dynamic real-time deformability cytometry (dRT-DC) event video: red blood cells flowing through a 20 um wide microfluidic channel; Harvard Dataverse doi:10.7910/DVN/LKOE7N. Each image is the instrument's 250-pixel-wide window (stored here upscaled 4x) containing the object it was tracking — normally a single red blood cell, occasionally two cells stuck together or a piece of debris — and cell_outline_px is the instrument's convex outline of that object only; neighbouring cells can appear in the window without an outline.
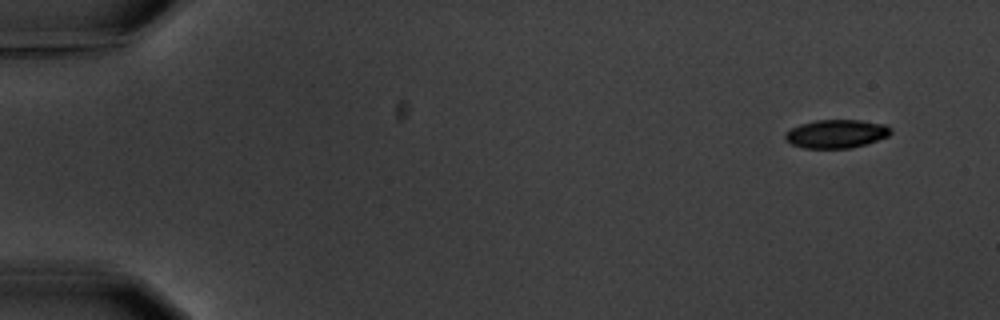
{"species": "common noctule bat (a hibernating species)", "species_latin": "Nyctalus noctula", "temperature_condition": "warm", "stored_images_in_passage": 5, "camera_frame_rate_fps": 3000, "um_per_image_px": 0.085, "animal": {"sex": "male", "body_mass_g": 20.1, "forearm_length_mm": 53.5}, "frame": {"image": 1, "passage_image": 1, "time_ms": 0.0, "image_size_px": [1000, 320], "cell_outline_px": [[892, 132], [888, 136], [868, 144], [848, 148], [804, 148], [792, 144], [784, 140], [784, 132], [800, 124], [816, 120], [860, 120], [884, 124], [892, 128]], "centroid_in_image_um": [71.08, 11.37], "position_along_channel_um": 13.9, "area_um2": 17.63}}
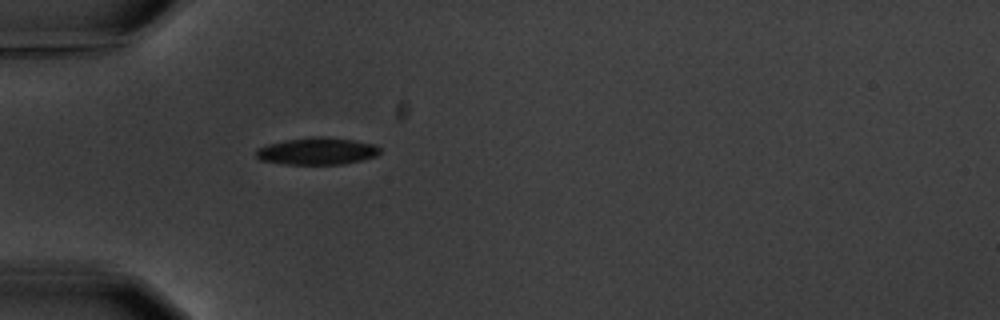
{"frame": {"image": 2, "passage_image": 5, "time_ms": 4.667, "image_size_px": [1000, 320], "cell_outline_px": [[380, 152], [376, 156], [344, 164], [284, 164], [260, 160], [256, 156], [256, 148], [268, 144], [284, 140], [312, 136], [320, 136], [352, 140], [376, 144], [380, 148]], "centroid_in_image_um": [26.93, 12.84], "position_along_channel_um": 58.1, "area_um2": 19.59}}